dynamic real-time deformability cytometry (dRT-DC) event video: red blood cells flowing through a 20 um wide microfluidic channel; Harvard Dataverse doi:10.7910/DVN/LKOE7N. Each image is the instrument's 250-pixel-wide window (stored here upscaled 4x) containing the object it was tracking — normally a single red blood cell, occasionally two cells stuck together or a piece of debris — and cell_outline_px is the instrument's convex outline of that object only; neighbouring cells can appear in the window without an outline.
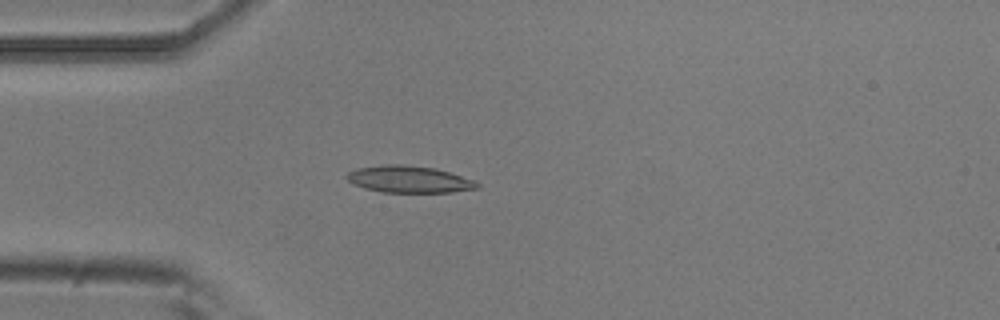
{"species": "common noctule bat (a hibernating species)", "species_latin": "Nyctalus noctula", "temperature_condition": "room temperature", "stored_images_in_passage": 1, "camera_frame_rate_fps": 3000, "um_per_image_px": 0.085, "animal": {"sex": "male", "body_mass_g": 20.5, "forearm_length_mm": 52.5}, "frame": {"image": 1, "passage_image": 1, "time_ms": 0.0, "image_size_px": [1000, 320], "cell_outline_px": [[480, 188], [452, 192], [384, 192], [364, 188], [348, 180], [344, 176], [348, 172], [356, 168], [384, 164], [400, 164], [432, 168], [448, 172], [476, 180], [480, 184]], "centroid_in_image_um": [34.78, 15.24], "position_along_channel_um": 50.2, "area_um2": 20.35}}